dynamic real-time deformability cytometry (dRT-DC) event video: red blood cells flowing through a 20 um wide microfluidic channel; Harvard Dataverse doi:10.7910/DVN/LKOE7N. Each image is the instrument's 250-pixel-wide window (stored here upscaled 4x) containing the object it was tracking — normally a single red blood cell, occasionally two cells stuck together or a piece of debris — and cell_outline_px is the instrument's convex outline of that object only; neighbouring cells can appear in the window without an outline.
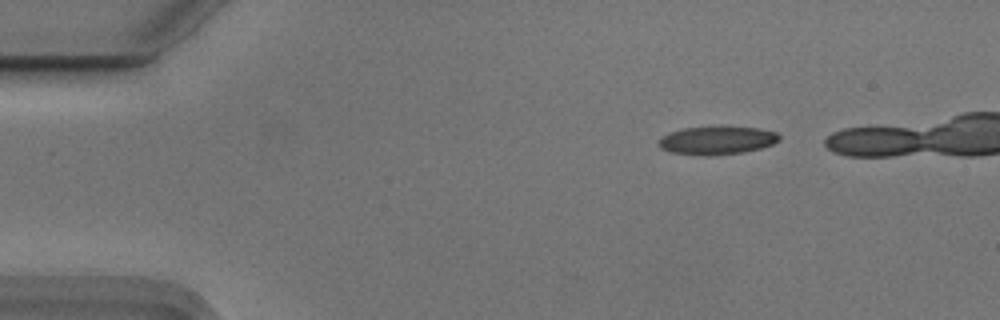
{"species": "Egyptian fruit bat (a non-hibernating species)", "species_latin": "Rousettus aegyptiacus", "temperature_condition": "cold", "stored_images_in_passage": 38, "camera_frame_rate_fps": 3000, "um_per_image_px": 0.085, "animal": {"sex": "male"}, "frame": {"image": 1, "passage_image": 1, "time_ms": 0.0, "image_size_px": [1000, 320], "cell_outline_px": [[780, 140], [772, 144], [760, 148], [744, 152], [712, 156], [704, 156], [672, 152], [660, 148], [656, 144], [656, 140], [660, 136], [668, 132], [684, 128], [756, 128], [776, 132], [780, 136]], "centroid_in_image_um": [60.87, 11.96], "position_along_channel_um": 24.1, "area_um2": 19.65}}
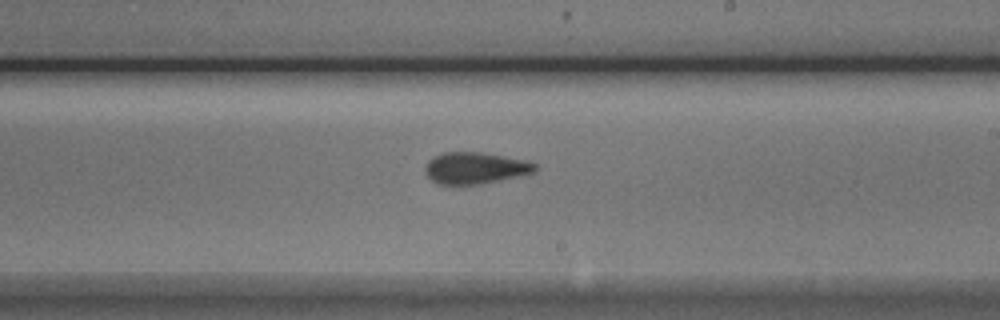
{"frame": {"image": 2, "passage_image": 25, "time_ms": 8.0, "image_size_px": [1000, 320], "cell_outline_px": [[536, 172], [524, 176], [480, 184], [440, 184], [432, 180], [428, 176], [428, 160], [444, 152], [480, 152], [528, 160], [536, 164]], "centroid_in_image_um": [40.5, 14.28], "position_along_channel_um": 248.5, "area_um2": 20.11}}
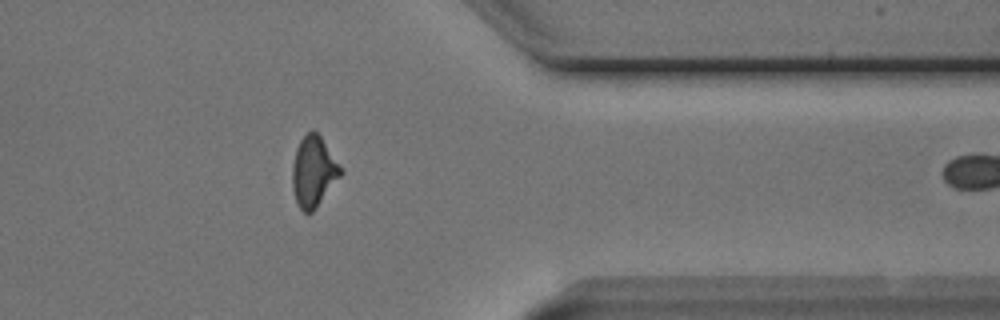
{"frame": {"image": 3, "passage_image": 37, "time_ms": 12.0, "image_size_px": [1000, 320], "cell_outline_px": [[344, 172], [312, 212], [304, 212], [296, 204], [292, 188], [292, 168], [296, 148], [300, 140], [308, 132], [316, 132], [320, 136]], "centroid_in_image_um": [26.63, 14.61], "position_along_channel_um": 384.8, "area_um2": 19.54}}